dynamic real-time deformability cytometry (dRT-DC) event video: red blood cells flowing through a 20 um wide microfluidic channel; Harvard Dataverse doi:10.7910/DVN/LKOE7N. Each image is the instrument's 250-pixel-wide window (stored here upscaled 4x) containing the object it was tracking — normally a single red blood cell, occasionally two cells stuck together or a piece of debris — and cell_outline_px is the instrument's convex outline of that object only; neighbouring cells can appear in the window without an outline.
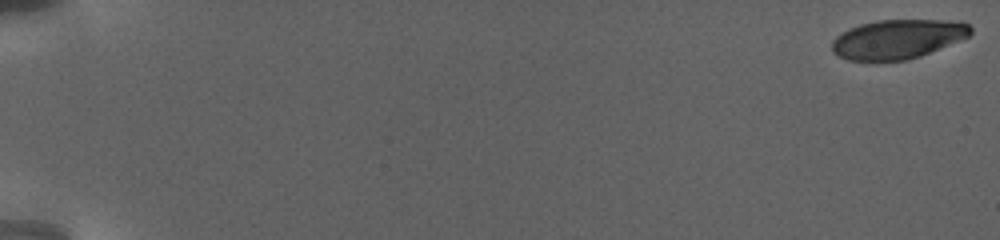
{"species": "human", "species_latin": "Homo sapiens", "temperature_condition": "warm", "stored_images_in_passage": 39, "camera_frame_rate_fps": 3000, "um_per_image_px": 0.085, "donor": {"sex": "female"}, "frame": {"image": 1, "passage_image": 1, "time_ms": 0.0, "image_size_px": [1000, 240], "cell_outline_px": [[972, 32], [968, 36], [920, 56], [908, 60], [848, 60], [832, 52], [832, 40], [836, 36], [848, 28], [860, 24], [876, 20], [940, 20], [968, 24], [972, 28]], "centroid_in_image_um": [76.24, 3.32], "position_along_channel_um": 8.8, "area_um2": 31.33}}
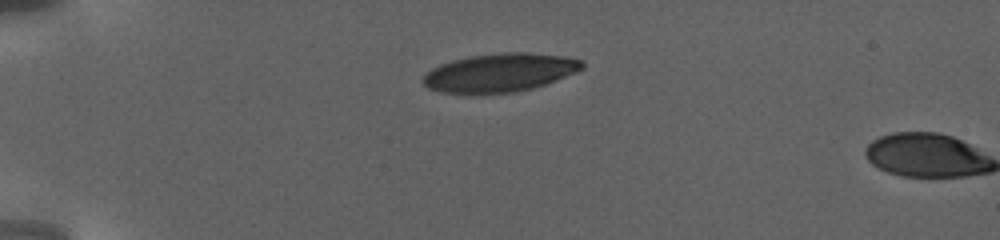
{"frame": {"image": 2, "passage_image": 35, "time_ms": 6.667, "image_size_px": [1000, 240], "cell_outline_px": [[584, 68], [576, 72], [544, 84], [532, 88], [516, 92], [472, 96], [440, 92], [428, 88], [420, 80], [424, 72], [440, 64], [452, 60], [472, 56], [504, 52], [528, 52], [560, 56], [580, 60], [584, 64]], "centroid_in_image_um": [42.38, 6.21], "position_along_channel_um": 42.6, "area_um2": 36.24}}